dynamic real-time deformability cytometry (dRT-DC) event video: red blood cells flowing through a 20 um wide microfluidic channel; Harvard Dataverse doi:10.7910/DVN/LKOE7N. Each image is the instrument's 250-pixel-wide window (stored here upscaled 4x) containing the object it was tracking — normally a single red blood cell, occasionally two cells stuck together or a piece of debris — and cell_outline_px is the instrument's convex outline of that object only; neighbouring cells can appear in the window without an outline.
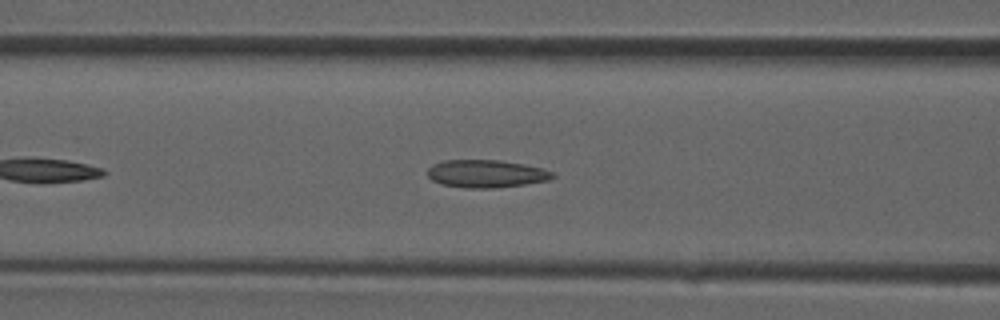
{"species": "common noctule bat (a hibernating species)", "species_latin": "Nyctalus noctula", "temperature_condition": "room temperature", "stored_images_in_passage": 34, "camera_frame_rate_fps": 3000, "um_per_image_px": 0.085, "animal": {"sex": "male", "forearm_length_mm": 52.5}, "frame": {"image": 1, "passage_image": 14, "time_ms": 4.333, "image_size_px": [1000, 320], "cell_outline_px": [[556, 176], [548, 180], [524, 184], [496, 188], [464, 188], [440, 184], [432, 180], [428, 176], [428, 168], [432, 164], [444, 160], [500, 160], [524, 164], [544, 168], [552, 172]], "centroid_in_image_um": [41.31, 14.76], "position_along_channel_um": 125.3, "area_um2": 20.35}}
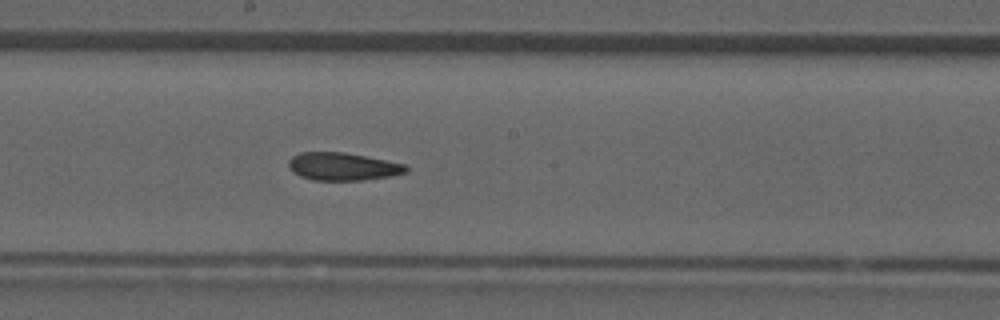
{"frame": {"image": 2, "passage_image": 19, "time_ms": 6.0, "image_size_px": [1000, 320], "cell_outline_px": [[408, 172], [388, 176], [364, 180], [312, 180], [300, 176], [292, 172], [288, 168], [288, 160], [292, 156], [300, 152], [344, 152], [404, 164], [408, 168]], "centroid_in_image_um": [29.07, 14.15], "position_along_channel_um": 219.1, "area_um2": 18.96}}
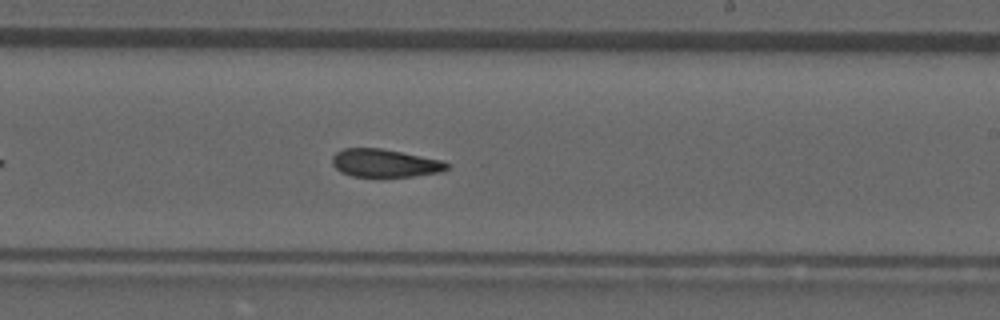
{"frame": {"image": 3, "passage_image": 21, "time_ms": 6.667, "image_size_px": [1000, 320], "cell_outline_px": [[448, 168], [440, 172], [412, 176], [352, 176], [340, 172], [332, 164], [332, 156], [336, 152], [344, 148], [380, 148], [444, 160], [448, 164]], "centroid_in_image_um": [32.69, 13.85], "position_along_channel_um": 256.3, "area_um2": 18.61}}